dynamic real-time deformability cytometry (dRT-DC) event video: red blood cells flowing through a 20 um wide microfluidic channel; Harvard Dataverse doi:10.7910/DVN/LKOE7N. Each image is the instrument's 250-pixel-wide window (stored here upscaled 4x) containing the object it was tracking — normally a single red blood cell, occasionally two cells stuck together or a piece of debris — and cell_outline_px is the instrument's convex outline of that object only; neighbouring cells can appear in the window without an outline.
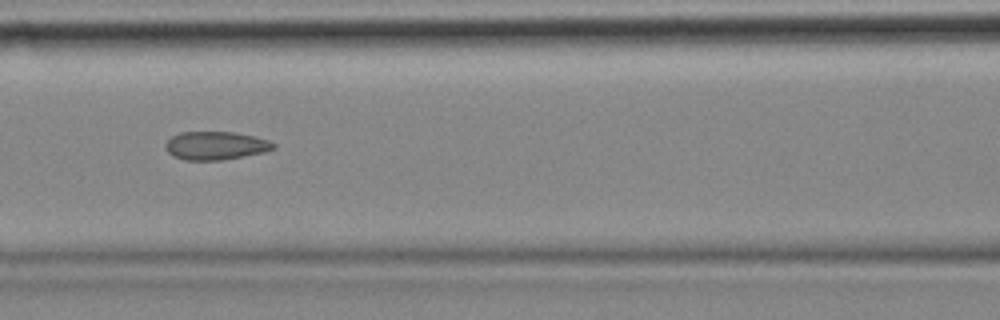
{"species": "common noctule bat (a hibernating species)", "species_latin": "Nyctalus noctula", "temperature_condition": "cold", "stored_images_in_passage": 10, "camera_frame_rate_fps": 3000, "um_per_image_px": 0.085, "animal": {"sex": "female", "body_mass_g": 18.4}, "frame": {"image": 1, "passage_image": 7, "time_ms": 2.0, "image_size_px": [1000, 320], "cell_outline_px": [[276, 148], [264, 152], [220, 160], [184, 160], [168, 152], [168, 140], [172, 136], [180, 132], [232, 132], [256, 136], [268, 140], [276, 144]], "centroid_in_image_um": [18.39, 12.37], "position_along_channel_um": 148.2, "area_um2": 17.51}}
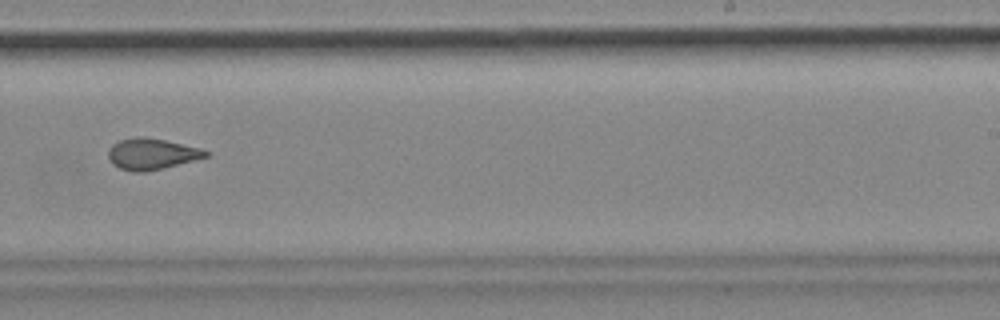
{"frame": {"image": 2, "passage_image": 10, "time_ms": 3.0, "image_size_px": [1000, 320], "cell_outline_px": [[212, 152], [208, 156], [144, 172], [132, 172], [120, 168], [112, 164], [108, 156], [108, 152], [112, 144], [120, 140], [136, 136], [144, 136], [164, 140], [200, 148]], "centroid_in_image_um": [12.86, 13.07], "position_along_channel_um": 276.1, "area_um2": 17.46}}